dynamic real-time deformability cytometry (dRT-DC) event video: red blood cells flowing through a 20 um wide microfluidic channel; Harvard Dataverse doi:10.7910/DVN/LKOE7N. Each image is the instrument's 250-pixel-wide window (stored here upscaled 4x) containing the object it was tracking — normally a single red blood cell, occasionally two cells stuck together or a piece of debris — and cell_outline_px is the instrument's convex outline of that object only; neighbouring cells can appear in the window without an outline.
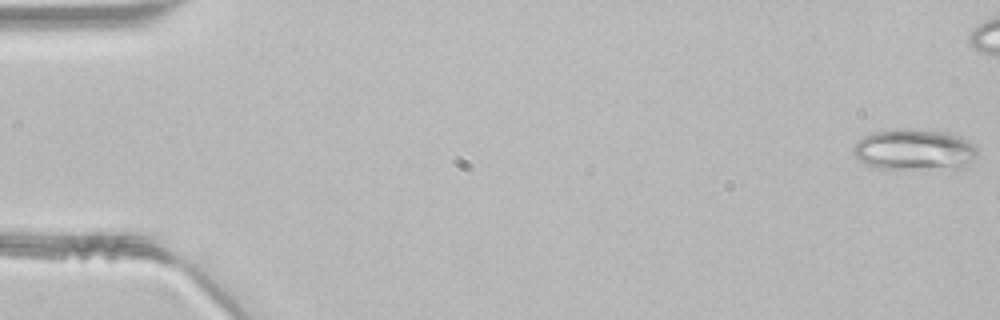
{"species": "common noctule bat (a hibernating species)", "species_latin": "Nyctalus noctula", "temperature_condition": "room temperature", "stored_images_in_passage": 39, "camera_frame_rate_fps": 3000, "um_per_image_px": 0.085, "animal": {"sex": "male", "body_mass_g": 21.5, "forearm_length_mm": 52.0}, "frame": {"image": 1, "passage_image": 1, "time_ms": 0.0, "image_size_px": [1000, 320], "cell_outline_px": [[976, 156], [964, 168], [956, 172], [876, 168], [864, 164], [852, 152], [852, 148], [864, 136], [872, 132], [904, 128], [912, 128], [948, 132], [960, 136], [968, 140], [976, 148]], "centroid_in_image_um": [77.78, 12.77], "position_along_channel_um": 7.2, "area_um2": 30.98}}
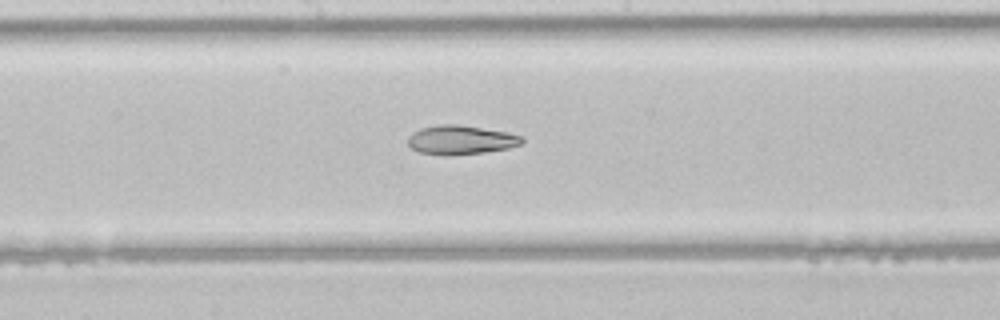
{"frame": {"image": 2, "passage_image": 25, "time_ms": 8.0, "image_size_px": [1000, 320], "cell_outline_px": [[524, 140], [520, 144], [508, 148], [484, 152], [420, 152], [412, 148], [408, 144], [408, 136], [412, 132], [420, 128], [440, 124], [456, 124], [508, 132], [524, 136]], "centroid_in_image_um": [39.2, 11.83], "position_along_channel_um": 209.0, "area_um2": 18.44}}
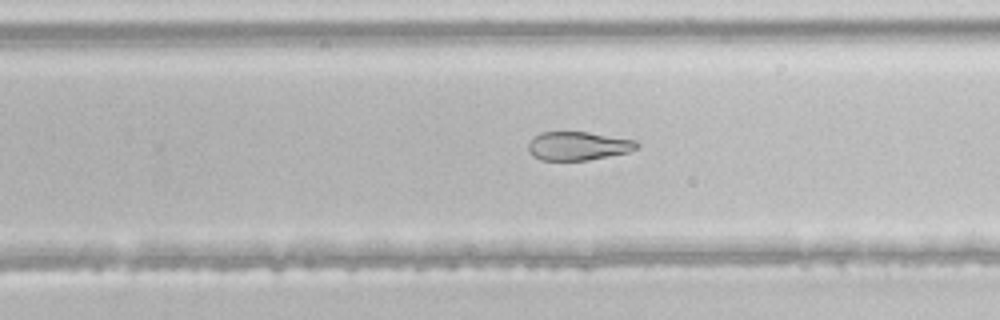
{"frame": {"image": 3, "passage_image": 30, "time_ms": 9.667, "image_size_px": [1000, 320], "cell_outline_px": [[640, 144], [636, 148], [628, 152], [588, 160], [540, 160], [532, 156], [528, 152], [528, 144], [532, 136], [540, 132], [588, 132], [636, 140]], "centroid_in_image_um": [49.09, 12.4], "position_along_channel_um": 280.7, "area_um2": 18.21}}